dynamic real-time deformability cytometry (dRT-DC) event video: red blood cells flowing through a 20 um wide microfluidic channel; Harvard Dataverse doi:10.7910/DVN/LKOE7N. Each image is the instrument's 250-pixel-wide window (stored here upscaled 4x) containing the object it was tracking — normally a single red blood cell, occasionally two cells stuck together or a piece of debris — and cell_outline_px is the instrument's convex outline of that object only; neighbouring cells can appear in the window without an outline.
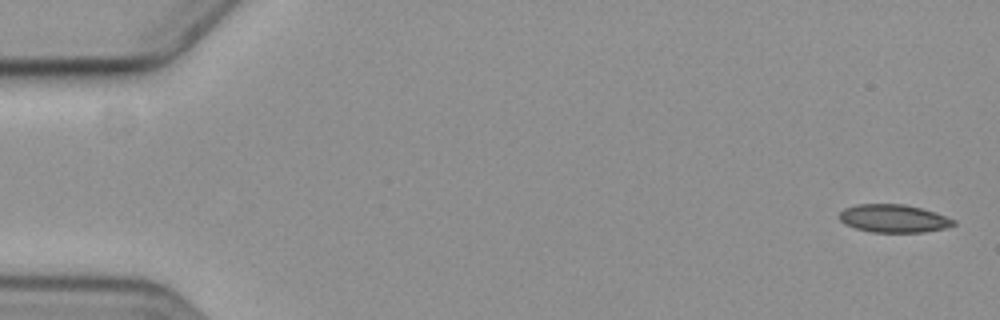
{"species": "common noctule bat (a hibernating species)", "species_latin": "Nyctalus noctula", "temperature_condition": "cold", "stored_images_in_passage": 5, "camera_frame_rate_fps": 3000, "um_per_image_px": 0.085, "animal": {"sex": "female", "body_mass_g": 19.3, "forearm_length_mm": 54.1}, "frame": {"image": 1, "passage_image": 1, "time_ms": 0.0, "image_size_px": [1000, 320], "cell_outline_px": [[956, 224], [944, 228], [924, 232], [872, 232], [856, 228], [844, 224], [840, 220], [840, 212], [844, 208], [860, 204], [904, 204], [920, 208], [956, 220]], "centroid_in_image_um": [75.94, 18.57], "position_along_channel_um": 9.1, "area_um2": 18.38}}
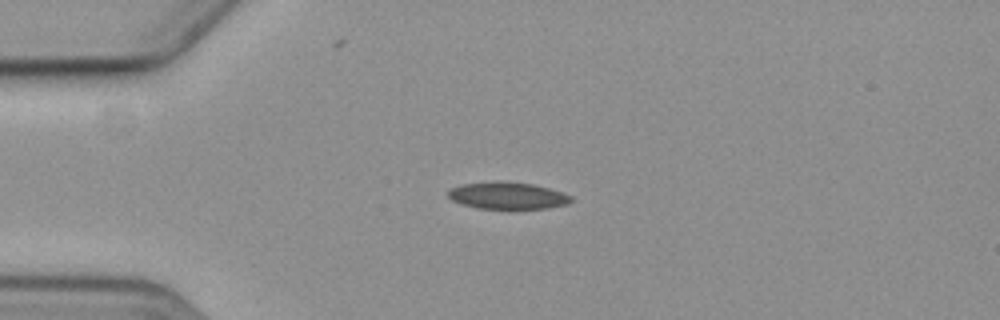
{"frame": {"image": 2, "passage_image": 4, "time_ms": 4.333, "image_size_px": [1000, 320], "cell_outline_px": [[572, 200], [568, 204], [548, 208], [512, 212], [476, 208], [460, 204], [452, 200], [448, 196], [448, 192], [452, 188], [460, 184], [500, 180], [532, 184], [548, 188], [572, 196]], "centroid_in_image_um": [43.13, 16.68], "position_along_channel_um": 41.9, "area_um2": 20.35}}